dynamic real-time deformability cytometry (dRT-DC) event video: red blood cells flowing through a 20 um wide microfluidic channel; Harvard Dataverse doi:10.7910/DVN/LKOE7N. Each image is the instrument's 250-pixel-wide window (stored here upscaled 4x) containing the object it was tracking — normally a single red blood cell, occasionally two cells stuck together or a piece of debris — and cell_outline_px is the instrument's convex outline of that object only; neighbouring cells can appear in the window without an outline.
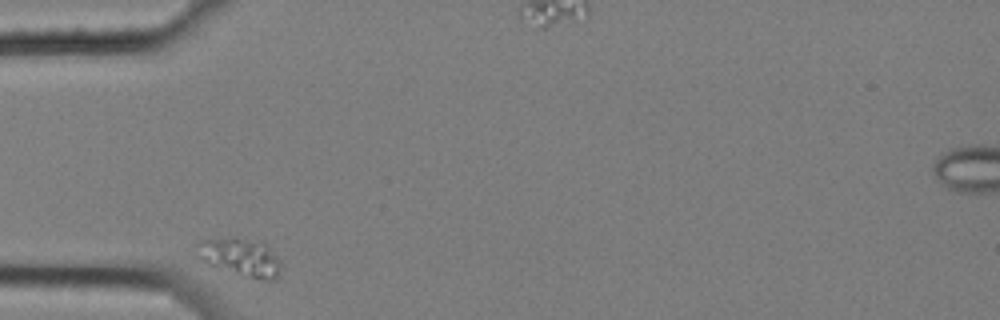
{"species": "common noctule bat (a hibernating species)", "species_latin": "Nyctalus noctula", "temperature_condition": "cold", "stored_images_in_passage": 5, "camera_frame_rate_fps": 3000, "um_per_image_px": 0.085, "animal": {"sex": "female", "body_mass_g": 25.1}, "frame": {"image": 1, "passage_image": 1, "time_ms": 0.0, "image_size_px": [1000, 320], "cell_outline_px": [[280, 268], [276, 280], [268, 280], [252, 276], [208, 264], [192, 248], [192, 244], [200, 240], [232, 236], [256, 244], [276, 256], [280, 260]], "centroid_in_image_um": [20.3, 21.83], "position_along_channel_um": 64.7, "area_um2": 17.46}}
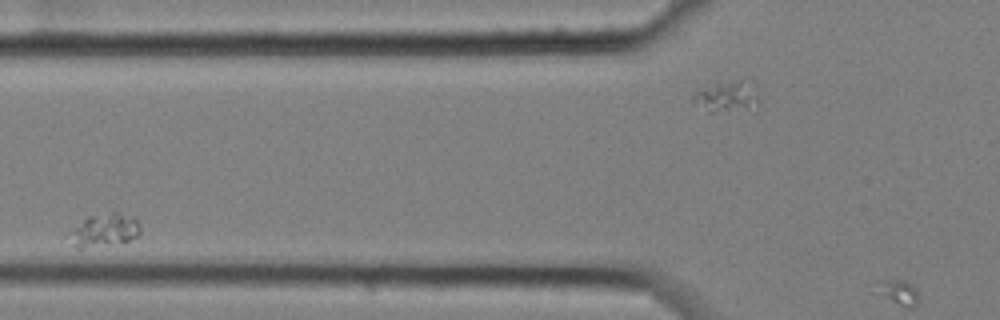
{"frame": {"image": 2, "passage_image": 3, "time_ms": 0.667, "image_size_px": [1000, 320], "cell_outline_px": [[140, 232], [136, 236], [128, 240], [108, 244], [80, 248], [76, 248], [64, 236], [88, 216], [116, 208], [136, 216], [140, 228]], "centroid_in_image_um": [8.87, 19.48], "position_along_channel_um": 116.9, "area_um2": 14.28}}
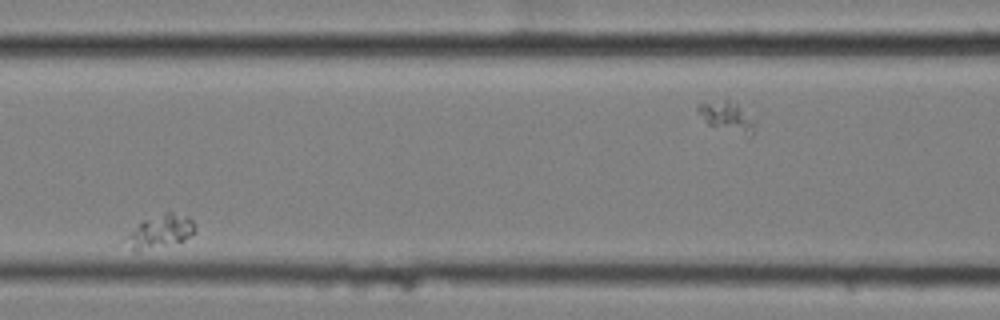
{"frame": {"image": 3, "passage_image": 4, "time_ms": 1.0, "image_size_px": [1000, 320], "cell_outline_px": [[196, 228], [184, 240], [136, 252], [120, 240], [144, 220], [164, 212], [172, 212], [188, 216], [192, 220]], "centroid_in_image_um": [13.55, 19.67], "position_along_channel_um": 153.0, "area_um2": 13.18}}